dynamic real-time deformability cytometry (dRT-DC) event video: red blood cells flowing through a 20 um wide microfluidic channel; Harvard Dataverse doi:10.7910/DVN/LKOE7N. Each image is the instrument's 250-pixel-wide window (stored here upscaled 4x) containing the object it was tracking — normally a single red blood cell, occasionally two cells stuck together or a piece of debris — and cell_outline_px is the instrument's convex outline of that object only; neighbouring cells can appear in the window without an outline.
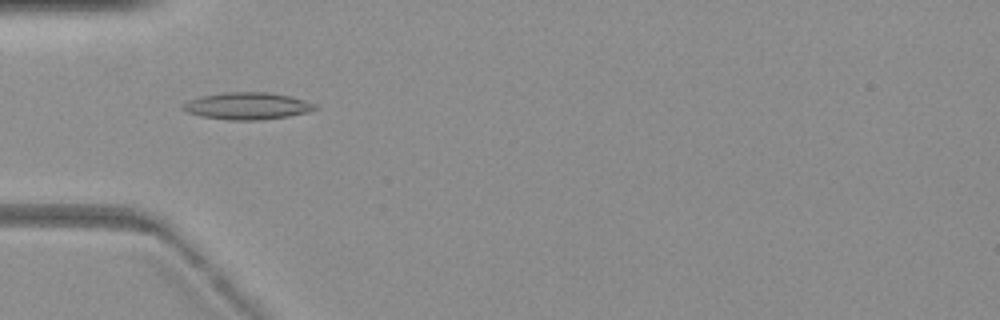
{"species": "common noctule bat (a hibernating species)", "species_latin": "Nyctalus noctula", "temperature_condition": "warm", "stored_images_in_passage": 3, "camera_frame_rate_fps": 3000, "um_per_image_px": 0.085, "animal": {"sex": "female", "body_mass_g": 19.3, "forearm_length_mm": 54.1}, "frame": {"image": 1, "passage_image": 1, "time_ms": 0.0, "image_size_px": [1000, 320], "cell_outline_px": [[316, 108], [308, 112], [288, 116], [264, 120], [228, 120], [200, 116], [188, 112], [180, 108], [188, 100], [200, 96], [224, 92], [268, 92], [288, 96], [304, 100], [312, 104]], "centroid_in_image_um": [20.96, 9.01], "position_along_channel_um": 64.0, "area_um2": 20.69}}